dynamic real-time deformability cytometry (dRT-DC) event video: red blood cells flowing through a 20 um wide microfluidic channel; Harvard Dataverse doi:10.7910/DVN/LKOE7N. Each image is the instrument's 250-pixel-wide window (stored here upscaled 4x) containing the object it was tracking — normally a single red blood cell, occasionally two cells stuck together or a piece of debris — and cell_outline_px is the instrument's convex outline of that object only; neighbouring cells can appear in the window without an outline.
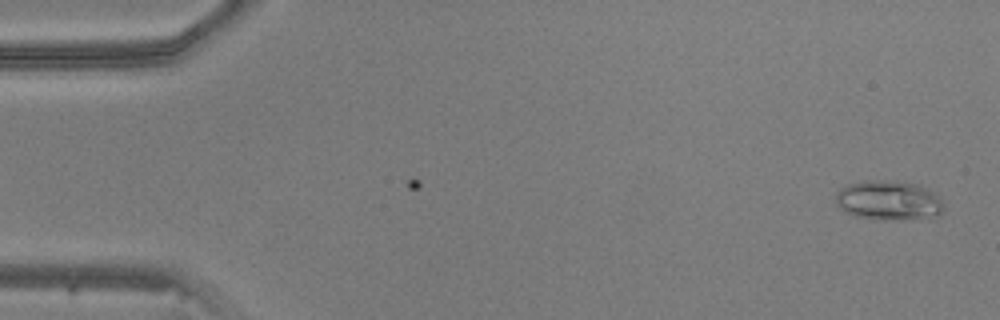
{"species": "common noctule bat (a hibernating species)", "species_latin": "Nyctalus noctula", "temperature_condition": "warm", "stored_images_in_passage": 8, "camera_frame_rate_fps": 3000, "um_per_image_px": 0.085, "animal": {"sex": "male", "body_mass_g": 20.5, "forearm_length_mm": 52.5}, "frame": {"image": 1, "passage_image": 2, "time_ms": 0.333, "image_size_px": [1000, 320], "cell_outline_px": [[944, 208], [940, 216], [880, 220], [852, 216], [844, 212], [836, 204], [836, 192], [840, 188], [848, 184], [864, 180], [884, 180], [920, 184], [928, 188], [940, 196]], "centroid_in_image_um": [75.52, 17.02], "position_along_channel_um": 9.5, "area_um2": 25.26}}